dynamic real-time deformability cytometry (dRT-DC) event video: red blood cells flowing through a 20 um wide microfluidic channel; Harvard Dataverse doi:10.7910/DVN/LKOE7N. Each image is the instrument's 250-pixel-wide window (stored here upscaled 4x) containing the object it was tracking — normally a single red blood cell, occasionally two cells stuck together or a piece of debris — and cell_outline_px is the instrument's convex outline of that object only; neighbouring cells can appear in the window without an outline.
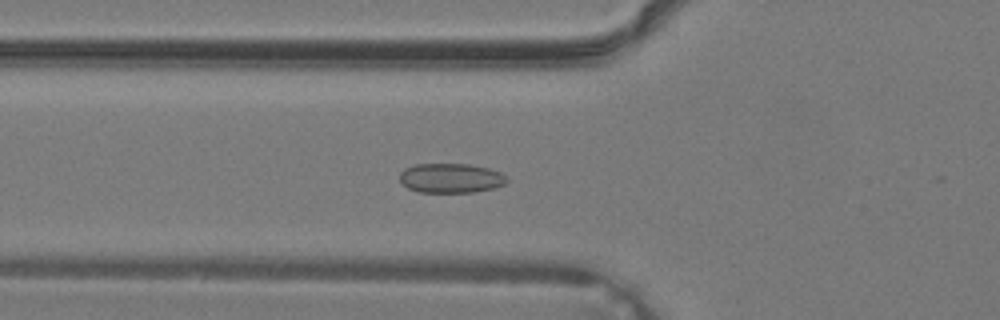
{"species": "common noctule bat (a hibernating species)", "species_latin": "Nyctalus noctula", "temperature_condition": "warm", "stored_images_in_passage": 28, "camera_frame_rate_fps": 3000, "um_per_image_px": 0.085, "animal": {"sex": "male", "body_mass_g": 19.2, "forearm_length_mm": 51.8}, "frame": {"image": 1, "passage_image": 3, "time_ms": 0.667, "image_size_px": [1000, 320], "cell_outline_px": [[508, 180], [504, 184], [492, 188], [476, 192], [420, 192], [408, 188], [400, 180], [400, 172], [404, 168], [416, 164], [468, 164], [488, 168], [500, 172]], "centroid_in_image_um": [38.3, 15.13], "position_along_channel_um": 87.5, "area_um2": 18.32}}
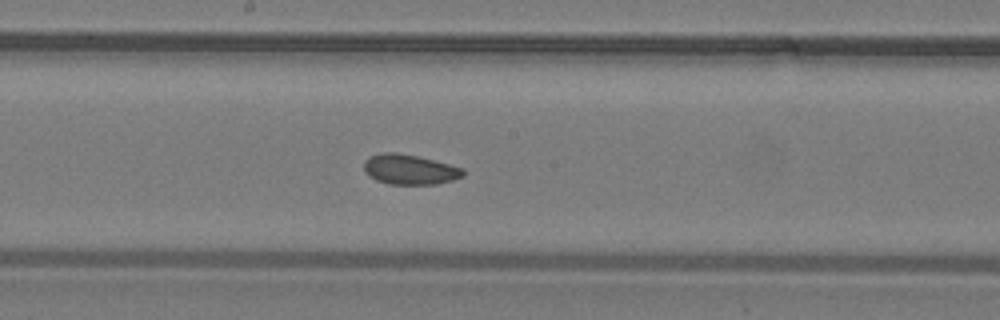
{"frame": {"image": 2, "passage_image": 10, "time_ms": 3.0, "image_size_px": [1000, 320], "cell_outline_px": [[464, 176], [452, 180], [436, 184], [388, 184], [376, 180], [368, 176], [364, 168], [364, 160], [368, 156], [380, 152], [396, 152], [416, 156], [464, 168]], "centroid_in_image_um": [34.78, 14.4], "position_along_channel_um": 213.4, "area_um2": 17.4}}
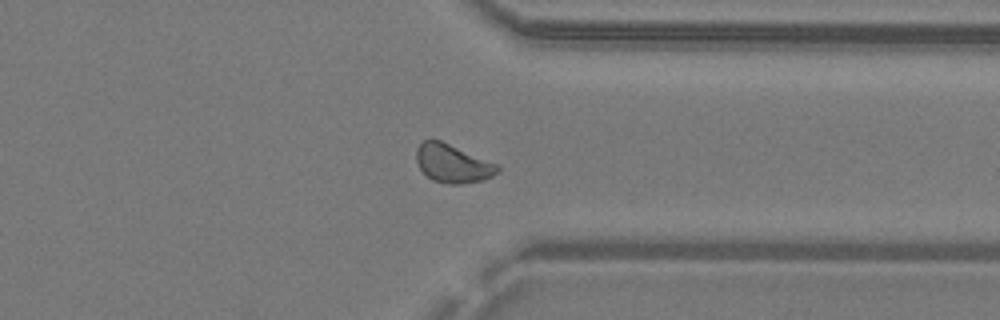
{"frame": {"image": 3, "passage_image": 19, "time_ms": 6.0, "image_size_px": [1000, 320], "cell_outline_px": [[500, 172], [492, 176], [480, 180], [460, 184], [448, 184], [432, 180], [420, 168], [416, 160], [416, 148], [424, 140], [440, 140], [500, 164]], "centroid_in_image_um": [38.51, 13.89], "position_along_channel_um": 372.9, "area_um2": 18.21}}